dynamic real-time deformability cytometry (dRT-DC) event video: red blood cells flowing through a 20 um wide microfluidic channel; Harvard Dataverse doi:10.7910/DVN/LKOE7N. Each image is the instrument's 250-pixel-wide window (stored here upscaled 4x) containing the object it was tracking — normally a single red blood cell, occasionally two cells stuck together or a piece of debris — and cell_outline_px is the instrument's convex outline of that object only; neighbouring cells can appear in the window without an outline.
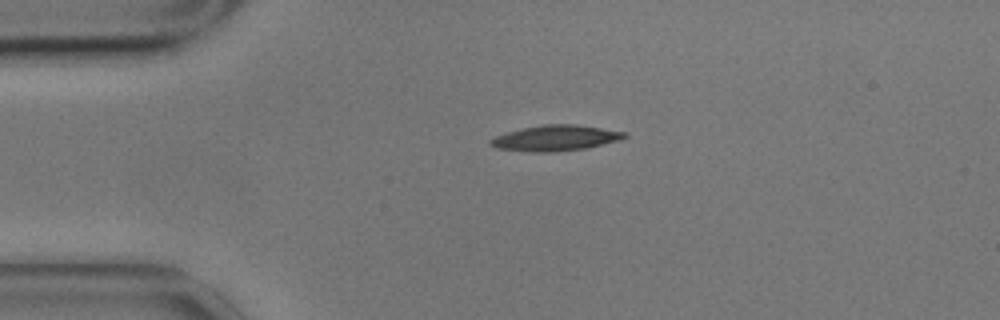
{"species": "common noctule bat (a hibernating species)", "species_latin": "Nyctalus noctula", "temperature_condition": "cold", "stored_images_in_passage": 32, "camera_frame_rate_fps": 3000, "um_per_image_px": 0.085, "animal": {"sex": "male", "body_mass_g": 17.9}, "frame": {"image": 1, "passage_image": 1, "time_ms": 0.0, "image_size_px": [1000, 320], "cell_outline_px": [[628, 136], [620, 140], [584, 148], [552, 152], [532, 152], [496, 148], [488, 144], [488, 140], [496, 136], [520, 128], [544, 124], [576, 124], [628, 132]], "centroid_in_image_um": [47.21, 11.72], "position_along_channel_um": 37.8, "area_um2": 20.06}}
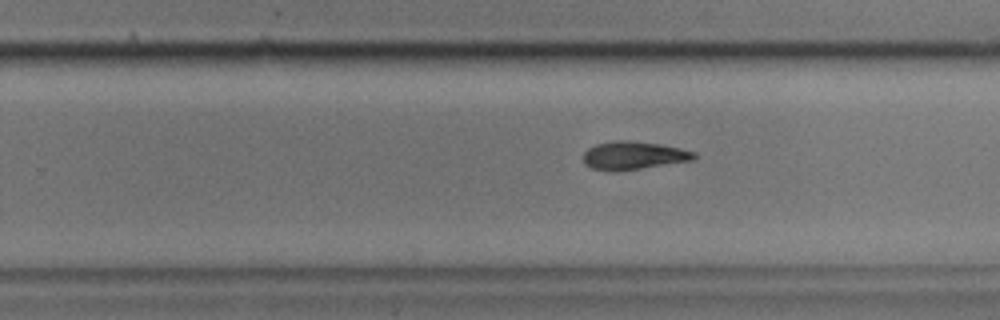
{"frame": {"image": 2, "passage_image": 24, "time_ms": 7.667, "image_size_px": [1000, 320], "cell_outline_px": [[696, 156], [692, 160], [616, 172], [592, 168], [584, 164], [584, 152], [588, 148], [596, 144], [612, 140], [628, 140], [660, 144], [680, 148], [696, 152]], "centroid_in_image_um": [53.82, 13.21], "position_along_channel_um": 276.0, "area_um2": 18.15}}
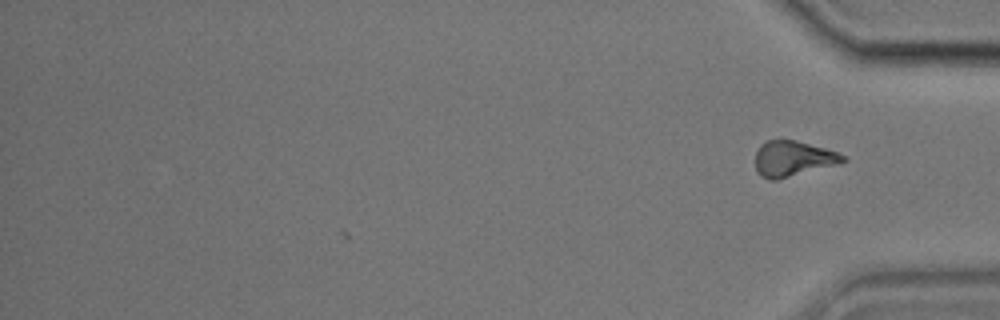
{"frame": {"image": 3, "passage_image": 32, "time_ms": 10.333, "image_size_px": [1000, 320], "cell_outline_px": [[848, 160], [776, 180], [768, 180], [760, 176], [756, 172], [756, 152], [760, 144], [764, 140], [796, 140], [824, 148], [848, 156]], "centroid_in_image_um": [67.35, 13.47], "position_along_channel_um": 367.9, "area_um2": 17.92}, "authors_computed_cell_mechanics": {"area_um2": 18.9873, "velocity_mm_per_s": 3.4906, "shape_relaxation_time_tau1_ms": 4.4021, "shape_relaxation_time_tau2_ms": null, "deformation_change_tau1": 0.1298, "deformation_change_tau2": null}}